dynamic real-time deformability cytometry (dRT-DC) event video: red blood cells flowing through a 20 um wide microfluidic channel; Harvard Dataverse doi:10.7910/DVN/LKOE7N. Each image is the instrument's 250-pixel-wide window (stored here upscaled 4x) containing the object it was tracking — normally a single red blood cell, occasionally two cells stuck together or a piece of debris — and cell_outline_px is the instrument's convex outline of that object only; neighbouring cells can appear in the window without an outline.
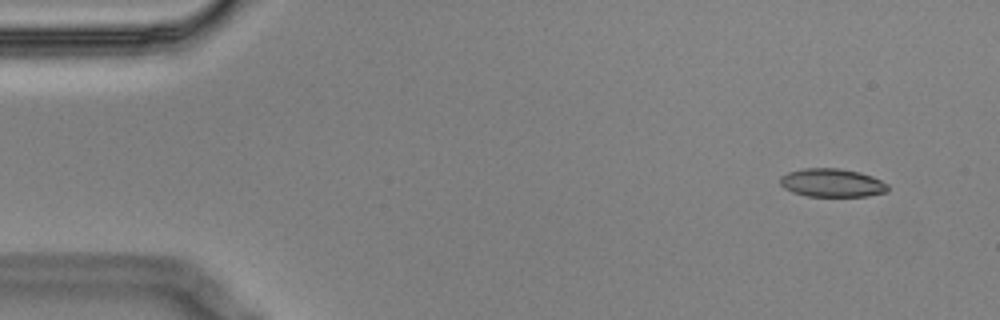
{"species": "Egyptian fruit bat (a non-hibernating species)", "species_latin": "Rousettus aegyptiacus", "temperature_condition": "cold", "stored_images_in_passage": 7, "camera_frame_rate_fps": 3000, "um_per_image_px": 0.085, "animal": {"sex": "male"}, "frame": {"image": 1, "passage_image": 1, "time_ms": 0.0, "image_size_px": [1000, 320], "cell_outline_px": [[888, 192], [868, 196], [808, 196], [792, 192], [784, 188], [780, 184], [780, 176], [788, 172], [804, 168], [836, 168], [860, 172], [872, 176], [888, 184]], "centroid_in_image_um": [70.72, 15.54], "position_along_channel_um": 14.3, "area_um2": 17.86}}
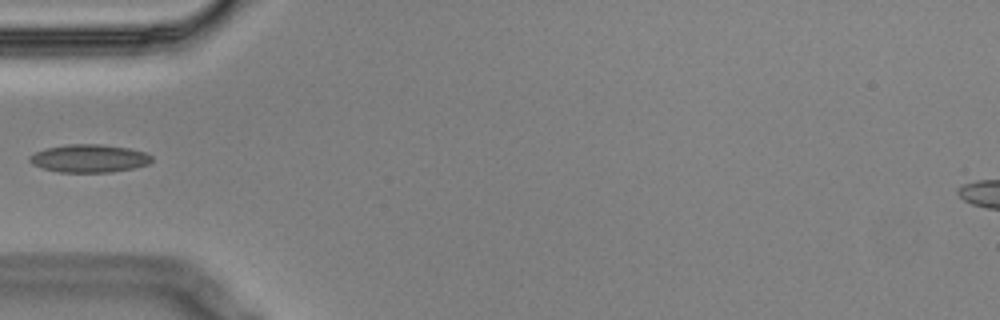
{"frame": {"image": 2, "passage_image": 5, "time_ms": 1.333, "image_size_px": [1000, 320], "cell_outline_px": [[152, 160], [148, 164], [132, 168], [112, 172], [60, 172], [44, 168], [32, 164], [28, 160], [28, 156], [44, 148], [68, 144], [100, 144], [128, 148], [144, 152], [152, 156]], "centroid_in_image_um": [7.56, 13.46], "position_along_channel_um": 77.4, "area_um2": 19.83}}
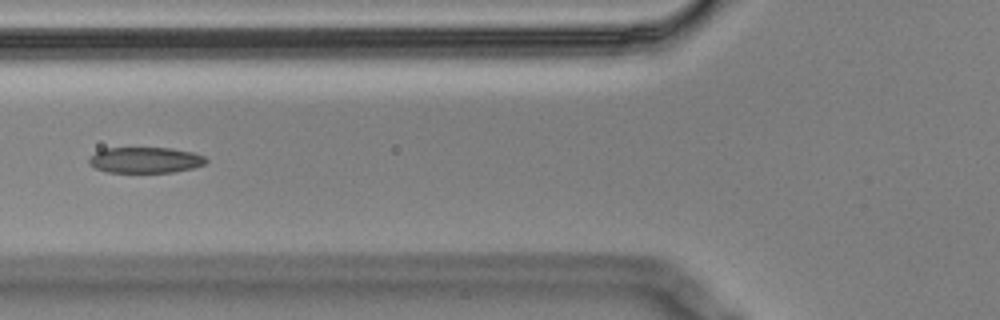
{"frame": {"image": 3, "passage_image": 6, "time_ms": 1.667, "image_size_px": [1000, 320], "cell_outline_px": [[208, 160], [204, 164], [192, 168], [172, 172], [108, 172], [96, 168], [88, 164], [88, 160], [96, 152], [104, 148], [172, 148], [192, 152], [204, 156]], "centroid_in_image_um": [12.35, 13.6], "position_along_channel_um": 113.5, "area_um2": 17.51}}